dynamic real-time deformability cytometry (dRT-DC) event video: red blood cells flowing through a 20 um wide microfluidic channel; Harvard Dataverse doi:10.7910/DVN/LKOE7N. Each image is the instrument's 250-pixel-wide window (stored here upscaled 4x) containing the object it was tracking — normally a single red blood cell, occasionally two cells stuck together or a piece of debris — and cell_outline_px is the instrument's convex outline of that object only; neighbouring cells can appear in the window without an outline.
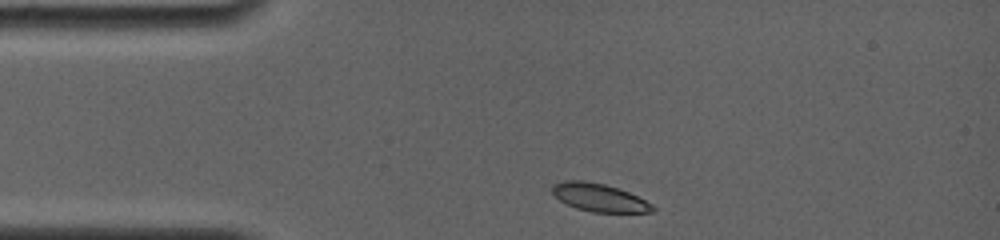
{"species": "common noctule bat (a hibernating species)", "species_latin": "Nyctalus noctula", "temperature_condition": "room temperature", "stored_images_in_passage": 31, "camera_frame_rate_fps": 4000, "um_per_image_px": 0.085, "animal": {"sex": "female", "body_mass_g": 19.0, "forearm_length_mm": 56.7}, "frame": {"image": 1, "passage_image": 1, "time_ms": 0.0, "image_size_px": [1000, 240], "cell_outline_px": [[656, 212], [592, 212], [576, 208], [552, 196], [552, 184], [564, 180], [584, 180], [604, 184], [628, 192], [652, 204], [656, 208]], "centroid_in_image_um": [50.9, 16.79], "position_along_channel_um": 34.1, "area_um2": 16.36}}
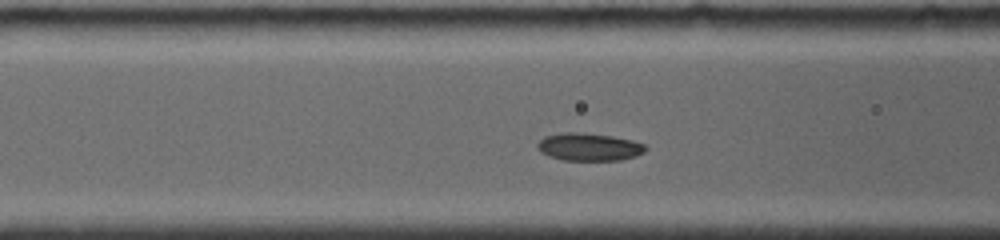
{"frame": {"image": 2, "passage_image": 14, "time_ms": 3.0, "image_size_px": [1000, 240], "cell_outline_px": [[648, 148], [644, 152], [636, 156], [620, 160], [560, 160], [548, 156], [540, 152], [536, 148], [536, 144], [544, 136], [564, 132], [576, 132], [612, 136], [632, 140], [644, 144]], "centroid_in_image_um": [50.03, 12.49], "position_along_channel_um": 116.6, "area_um2": 17.57}}
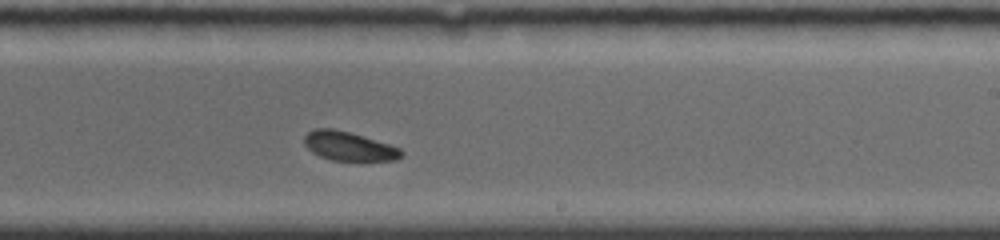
{"frame": {"image": 3, "passage_image": 31, "time_ms": 6.75, "image_size_px": [1000, 240], "cell_outline_px": [[404, 156], [396, 160], [332, 160], [320, 156], [312, 152], [304, 144], [304, 136], [312, 128], [332, 128], [352, 132], [400, 148], [404, 152]], "centroid_in_image_um": [29.65, 12.41], "position_along_channel_um": 259.4, "area_um2": 16.47}}